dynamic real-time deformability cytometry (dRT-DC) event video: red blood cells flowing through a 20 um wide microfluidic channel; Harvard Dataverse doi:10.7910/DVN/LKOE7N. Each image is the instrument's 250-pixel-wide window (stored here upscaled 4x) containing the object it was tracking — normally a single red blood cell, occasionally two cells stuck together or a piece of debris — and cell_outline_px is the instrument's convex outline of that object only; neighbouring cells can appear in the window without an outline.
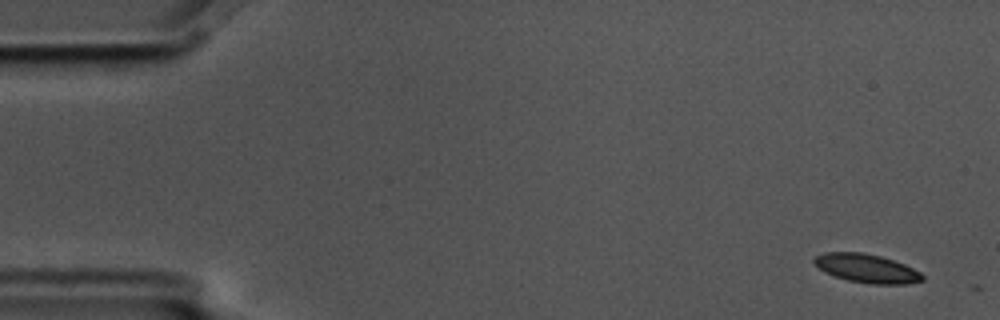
{"species": "common noctule bat (a hibernating species)", "species_latin": "Nyctalus noctula", "temperature_condition": "cold", "stored_images_in_passage": 2, "camera_frame_rate_fps": 3000, "um_per_image_px": 0.085, "animal": {"sex": "male", "body_mass_g": 17.5, "forearm_length_mm": 52.3}, "frame": {"image": 1, "passage_image": 1, "time_ms": 0.0, "image_size_px": [1000, 320], "cell_outline_px": [[924, 280], [908, 284], [872, 284], [848, 280], [824, 272], [812, 260], [816, 256], [824, 252], [864, 252], [880, 256], [904, 264], [920, 272], [924, 276]], "centroid_in_image_um": [73.68, 22.81], "position_along_channel_um": 11.3, "area_um2": 17.98}}